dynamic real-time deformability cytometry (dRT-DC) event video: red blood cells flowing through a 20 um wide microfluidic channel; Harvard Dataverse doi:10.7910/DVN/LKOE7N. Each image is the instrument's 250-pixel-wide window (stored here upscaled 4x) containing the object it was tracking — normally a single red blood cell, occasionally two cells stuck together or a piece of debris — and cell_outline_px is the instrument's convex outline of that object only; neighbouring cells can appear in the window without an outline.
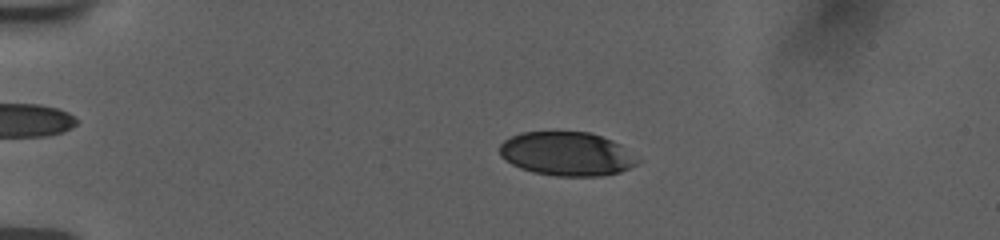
{"species": "human", "species_latin": "Homo sapiens", "temperature_condition": "room temperature", "stored_images_in_passage": 56, "camera_frame_rate_fps": 3000, "um_per_image_px": 0.085, "donor": {"sex": "female"}, "frame": {"image": 1, "passage_image": 13, "time_ms": 4.0, "image_size_px": [1000, 240], "cell_outline_px": [[640, 160], [636, 164], [620, 172], [604, 176], [556, 176], [532, 172], [520, 168], [504, 160], [500, 156], [500, 144], [504, 140], [520, 132], [588, 132], [612, 140], [620, 144]], "centroid_in_image_um": [48.16, 13.08], "position_along_channel_um": 36.8, "area_um2": 35.26}}
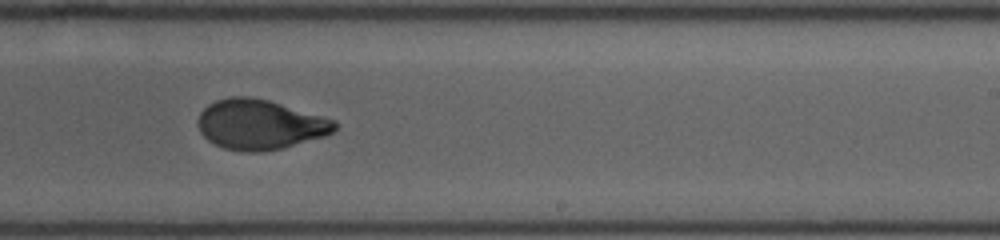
{"frame": {"image": 2, "passage_image": 36, "time_ms": 11.667, "image_size_px": [1000, 240], "cell_outline_px": [[336, 128], [332, 132], [324, 136], [284, 148], [260, 152], [240, 152], [224, 148], [208, 140], [200, 132], [200, 112], [208, 104], [216, 100], [232, 96], [248, 96], [268, 100], [336, 120]], "centroid_in_image_um": [22.1, 10.59], "position_along_channel_um": 266.9, "area_um2": 39.59}}
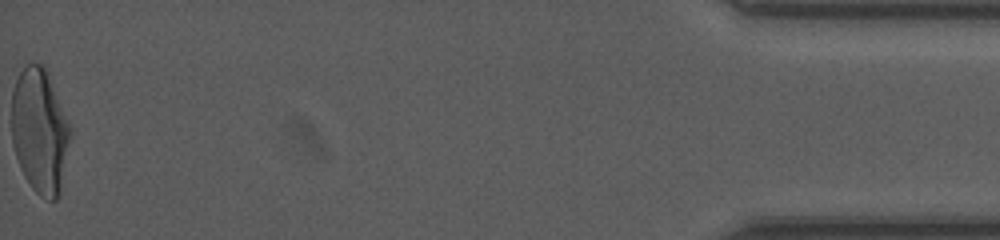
{"frame": {"image": 3, "passage_image": 56, "time_ms": 18.333, "image_size_px": [1000, 240], "cell_outline_px": [[72, 132], [60, 196], [56, 200], [48, 200], [40, 196], [32, 188], [24, 176], [20, 168], [12, 144], [12, 92], [16, 80], [24, 64], [40, 64], [48, 72], [72, 128]], "centroid_in_image_um": [3.4, 11.16], "position_along_channel_um": 431.8, "area_um2": 43.23}, "authors_computed_cell_mechanics": {"area_um2": 39.4485, "velocity_mm_per_s": 3.7695, "shape_relaxation_time_tau1_ms": 6.1038, "shape_relaxation_time_tau2_ms": 0.8072, "deformation_change_tau1": 0.211, "deformation_change_tau2": 0.0497}}